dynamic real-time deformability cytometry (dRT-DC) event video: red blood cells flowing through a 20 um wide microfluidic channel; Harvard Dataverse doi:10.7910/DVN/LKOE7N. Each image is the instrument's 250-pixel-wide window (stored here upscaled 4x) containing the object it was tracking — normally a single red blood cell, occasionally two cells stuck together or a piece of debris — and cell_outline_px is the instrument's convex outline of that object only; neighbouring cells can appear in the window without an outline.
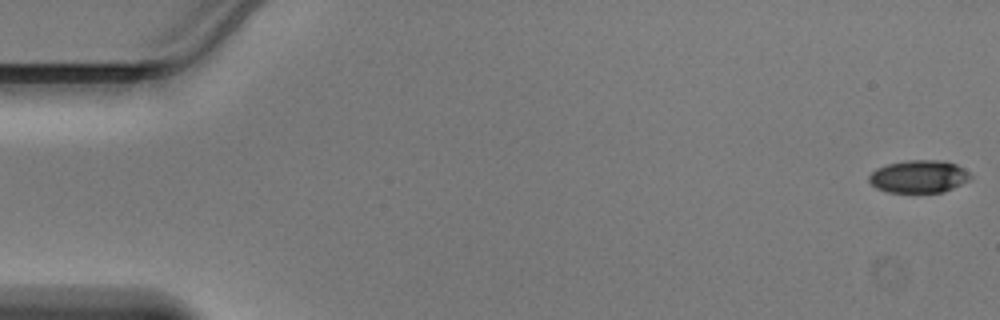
{"species": "Egyptian fruit bat (a non-hibernating species)", "species_latin": "Rousettus aegyptiacus", "temperature_condition": "warm", "stored_images_in_passage": 47, "camera_frame_rate_fps": 3000, "um_per_image_px": 0.085, "animal": {"sex": "male"}, "frame": {"image": 1, "passage_image": 1, "time_ms": 0.0, "image_size_px": [1000, 320], "cell_outline_px": [[972, 180], [944, 192], [888, 192], [876, 188], [868, 180], [868, 176], [876, 168], [888, 164], [908, 160], [940, 160], [956, 164], [964, 168], [972, 176]], "centroid_in_image_um": [78.13, 15.0], "position_along_channel_um": 6.9, "area_um2": 19.42}}
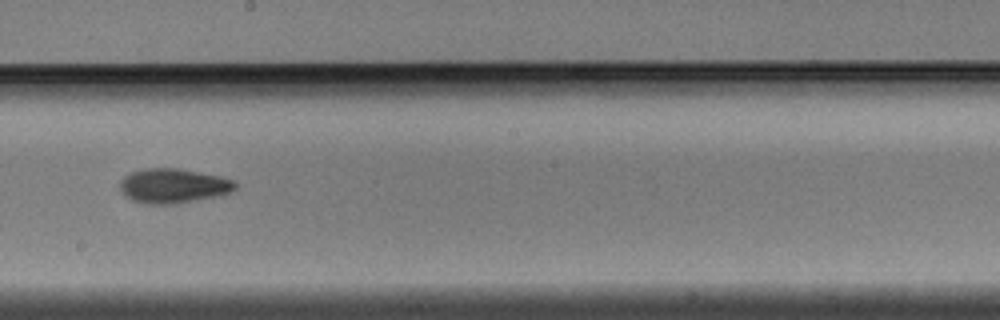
{"frame": {"image": 2, "passage_image": 27, "time_ms": 8.667, "image_size_px": [1000, 320], "cell_outline_px": [[236, 188], [232, 192], [220, 196], [176, 204], [144, 204], [132, 200], [120, 188], [120, 180], [124, 176], [132, 172], [144, 168], [180, 168], [220, 176], [236, 180]], "centroid_in_image_um": [14.78, 15.79], "position_along_channel_um": 233.4, "area_um2": 23.47}}
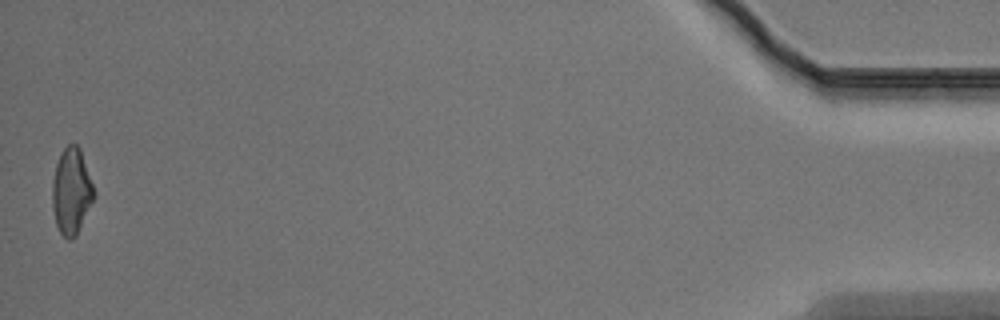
{"frame": {"image": 3, "passage_image": 47, "time_ms": 15.333, "image_size_px": [1000, 320], "cell_outline_px": [[96, 196], [76, 236], [72, 240], [68, 240], [60, 232], [56, 224], [52, 208], [52, 184], [56, 164], [64, 148], [68, 144], [76, 144], [80, 148], [96, 192]], "centroid_in_image_um": [6.09, 16.28], "position_along_channel_um": 429.1, "area_um2": 21.04}}